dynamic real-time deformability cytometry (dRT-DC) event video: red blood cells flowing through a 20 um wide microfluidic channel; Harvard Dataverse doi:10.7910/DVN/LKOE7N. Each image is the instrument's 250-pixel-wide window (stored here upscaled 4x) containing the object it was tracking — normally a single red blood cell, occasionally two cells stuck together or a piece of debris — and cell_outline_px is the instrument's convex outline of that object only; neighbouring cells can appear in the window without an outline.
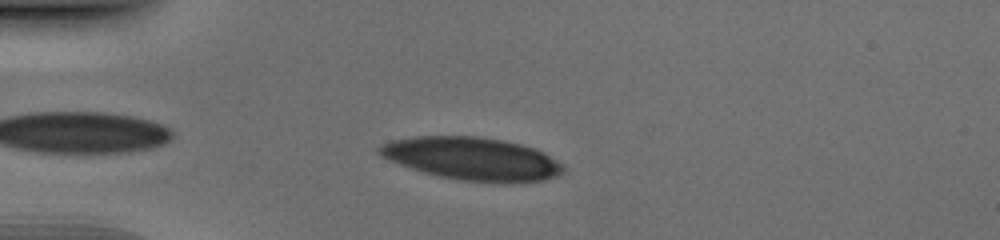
{"species": "human", "species_latin": "Homo sapiens", "temperature_condition": "cold", "stored_images_in_passage": 38, "camera_frame_rate_fps": 3000, "um_per_image_px": 0.085, "donor": {"sex": "male"}, "frame": {"image": 1, "passage_image": 4, "time_ms": 1.0, "image_size_px": [1000, 240], "cell_outline_px": [[564, 172], [556, 176], [544, 180], [508, 184], [460, 180], [440, 176], [424, 172], [388, 160], [380, 156], [376, 152], [376, 148], [380, 144], [392, 140], [412, 136], [472, 136], [504, 140], [520, 144], [544, 152], [564, 164]], "centroid_in_image_um": [40.13, 13.5], "position_along_channel_um": 44.9, "area_um2": 46.3}}
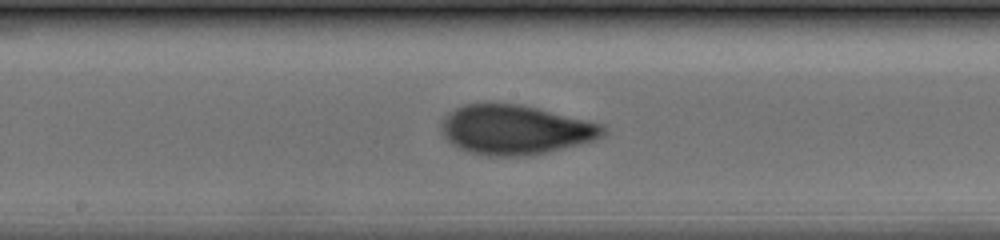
{"frame": {"image": 2, "passage_image": 18, "time_ms": 5.667, "image_size_px": [1000, 240], "cell_outline_px": [[608, 132], [604, 136], [592, 140], [532, 156], [488, 156], [468, 152], [452, 144], [440, 132], [440, 124], [444, 116], [448, 112], [464, 104], [484, 100], [520, 104], [604, 124], [608, 128]], "centroid_in_image_um": [43.75, 10.99], "position_along_channel_um": 204.4, "area_um2": 47.57}}
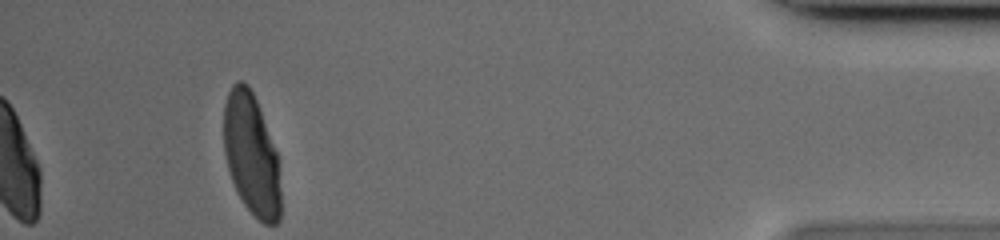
{"frame": {"image": 3, "passage_image": 38, "time_ms": 12.333, "image_size_px": [1000, 240], "cell_outline_px": [[280, 220], [276, 224], [264, 224], [244, 204], [236, 192], [228, 168], [224, 152], [224, 104], [228, 92], [232, 84], [236, 80], [244, 80], [248, 84], [256, 100], [276, 152], [280, 192]], "centroid_in_image_um": [21.34, 13.12], "position_along_channel_um": 413.9, "area_um2": 40.0}}